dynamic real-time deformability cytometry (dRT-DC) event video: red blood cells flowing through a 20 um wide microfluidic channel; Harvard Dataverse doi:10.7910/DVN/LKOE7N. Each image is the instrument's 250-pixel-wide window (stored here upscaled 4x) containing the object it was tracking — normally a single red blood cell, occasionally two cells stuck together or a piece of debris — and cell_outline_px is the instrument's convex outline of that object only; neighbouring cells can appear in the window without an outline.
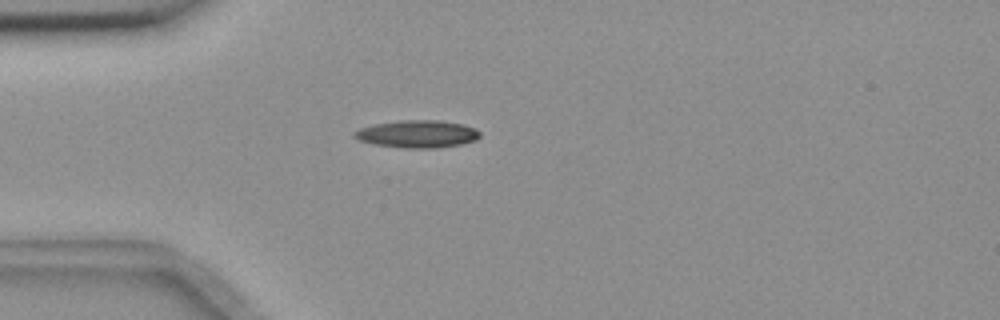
{"species": "common noctule bat (a hibernating species)", "species_latin": "Nyctalus noctula", "temperature_condition": "room temperature", "stored_images_in_passage": 2, "camera_frame_rate_fps": 3000, "um_per_image_px": 0.085, "animal": {"sex": "female", "body_mass_g": 18.4}, "frame": {"image": 1, "passage_image": 2, "time_ms": 0.333, "image_size_px": [1000, 320], "cell_outline_px": [[480, 136], [476, 140], [460, 144], [440, 148], [404, 148], [372, 144], [360, 140], [352, 136], [352, 132], [360, 128], [372, 124], [400, 120], [440, 120], [460, 124], [476, 128], [480, 132]], "centroid_in_image_um": [35.45, 11.39], "position_along_channel_um": 49.6, "area_um2": 20.29}}